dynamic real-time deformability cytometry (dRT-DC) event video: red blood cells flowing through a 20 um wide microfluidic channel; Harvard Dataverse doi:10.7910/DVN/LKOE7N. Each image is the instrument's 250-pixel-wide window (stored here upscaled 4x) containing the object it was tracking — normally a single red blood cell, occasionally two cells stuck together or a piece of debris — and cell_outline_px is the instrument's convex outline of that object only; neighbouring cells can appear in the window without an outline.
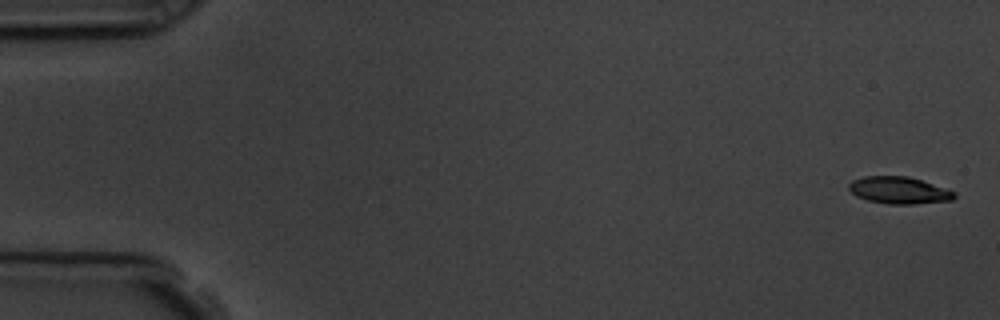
{"species": "common noctule bat (a hibernating species)", "species_latin": "Nyctalus noctula", "temperature_condition": "room temperature", "stored_images_in_passage": 3, "camera_frame_rate_fps": 3000, "um_per_image_px": 0.085, "animal": {"sex": "male", "body_mass_g": 19.5, "forearm_length_mm": 54.6}, "frame": {"image": 1, "passage_image": 1, "time_ms": 0.0, "image_size_px": [1000, 320], "cell_outline_px": [[956, 196], [952, 200], [916, 204], [888, 204], [868, 200], [856, 196], [848, 188], [848, 184], [852, 180], [864, 176], [908, 176], [956, 192]], "centroid_in_image_um": [76.4, 16.18], "position_along_channel_um": 8.6, "area_um2": 16.53}}